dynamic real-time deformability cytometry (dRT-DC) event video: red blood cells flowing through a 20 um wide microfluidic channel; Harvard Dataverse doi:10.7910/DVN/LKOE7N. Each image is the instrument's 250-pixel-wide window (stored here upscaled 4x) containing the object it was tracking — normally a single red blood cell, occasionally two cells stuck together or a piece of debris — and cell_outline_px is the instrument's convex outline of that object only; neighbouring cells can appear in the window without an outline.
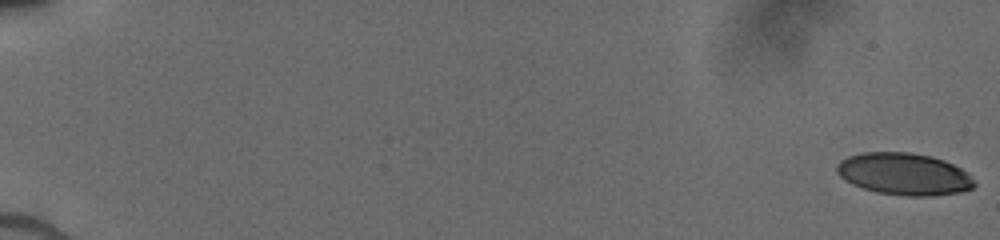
{"species": "human", "species_latin": "Homo sapiens", "temperature_condition": "cold", "stored_images_in_passage": 21, "camera_frame_rate_fps": 3000, "um_per_image_px": 0.085, "donor": {"sex": "male"}, "frame": {"image": 1, "passage_image": 1, "time_ms": 0.0, "image_size_px": [1000, 240], "cell_outline_px": [[976, 184], [972, 188], [960, 192], [932, 196], [908, 196], [876, 192], [852, 184], [840, 176], [836, 172], [836, 164], [840, 160], [848, 156], [864, 152], [908, 152], [932, 156], [944, 160], [968, 172], [976, 180]], "centroid_in_image_um": [76.86, 14.79], "position_along_channel_um": 8.1, "area_um2": 33.87}}
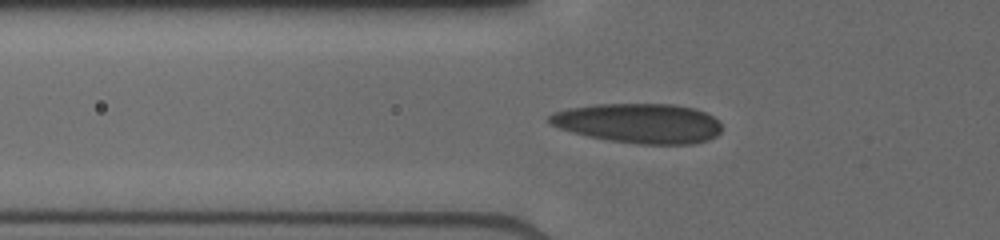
{"frame": {"image": 2, "passage_image": 15, "time_ms": 6.667, "image_size_px": [1000, 240], "cell_outline_px": [[720, 132], [716, 136], [708, 140], [692, 144], [640, 144], [612, 140], [588, 136], [572, 132], [548, 124], [548, 116], [552, 112], [568, 108], [596, 104], [672, 104], [692, 108], [704, 112], [712, 116], [720, 124]], "centroid_in_image_um": [54.27, 10.47], "position_along_channel_um": 71.5, "area_um2": 39.77}}
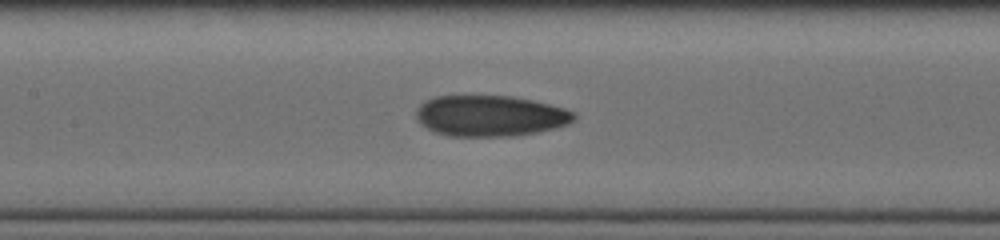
{"frame": {"image": 3, "passage_image": 21, "time_ms": 9.0, "image_size_px": [1000, 240], "cell_outline_px": [[576, 116], [568, 124], [556, 128], [536, 132], [512, 136], [448, 136], [436, 132], [420, 124], [416, 120], [416, 112], [420, 104], [424, 100], [436, 96], [512, 96], [532, 100], [564, 108], [572, 112]], "centroid_in_image_um": [41.63, 9.85], "position_along_channel_um": 165.8, "area_um2": 37.57}}